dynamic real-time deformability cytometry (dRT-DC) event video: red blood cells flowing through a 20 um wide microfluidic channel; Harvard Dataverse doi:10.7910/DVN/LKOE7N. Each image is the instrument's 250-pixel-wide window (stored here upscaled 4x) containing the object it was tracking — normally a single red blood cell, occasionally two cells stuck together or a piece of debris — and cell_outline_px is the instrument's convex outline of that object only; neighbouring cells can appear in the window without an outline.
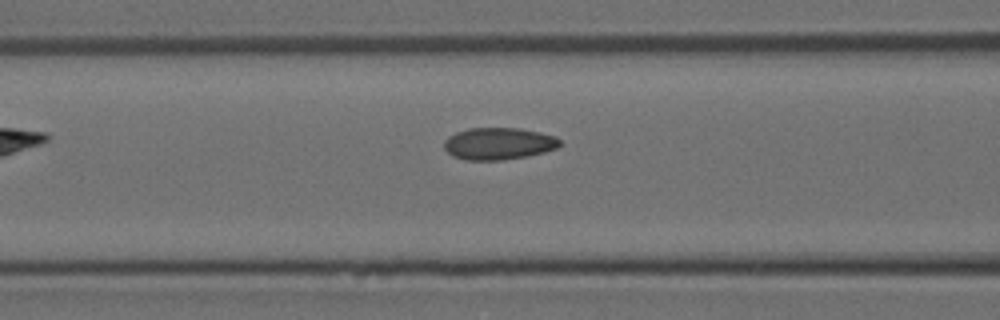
{"species": "Egyptian fruit bat (a non-hibernating species)", "species_latin": "Rousettus aegyptiacus", "temperature_condition": "room temperature", "stored_images_in_passage": 6, "camera_frame_rate_fps": 3000, "um_per_image_px": 0.085, "animal": {"sex": "female"}, "frame": {"image": 1, "passage_image": 6, "time_ms": 1.667, "image_size_px": [1000, 320], "cell_outline_px": [[560, 144], [556, 148], [544, 152], [524, 156], [500, 160], [464, 160], [452, 156], [444, 148], [444, 140], [448, 136], [456, 132], [468, 128], [520, 128], [540, 132], [556, 136], [560, 140]], "centroid_in_image_um": [42.35, 12.2], "position_along_channel_um": 124.3, "area_um2": 21.62}}